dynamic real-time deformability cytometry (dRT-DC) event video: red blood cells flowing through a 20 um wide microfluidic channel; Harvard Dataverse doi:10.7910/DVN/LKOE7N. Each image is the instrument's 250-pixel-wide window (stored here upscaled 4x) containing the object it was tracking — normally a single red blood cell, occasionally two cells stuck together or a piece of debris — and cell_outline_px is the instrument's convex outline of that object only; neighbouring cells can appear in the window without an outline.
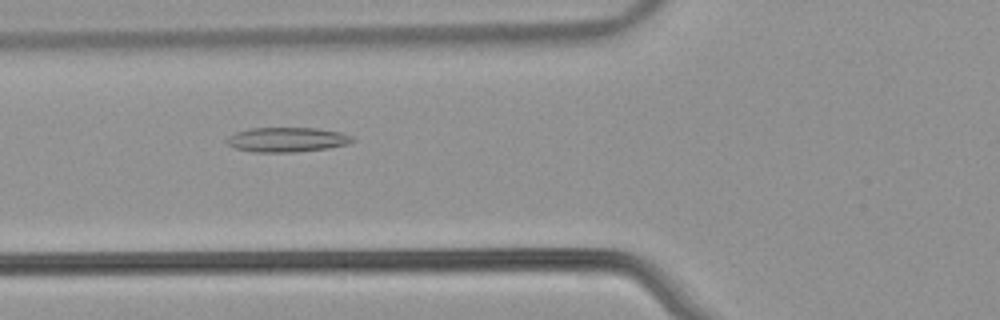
{"species": "common noctule bat (a hibernating species)", "species_latin": "Nyctalus noctula", "temperature_condition": "warm", "stored_images_in_passage": 46, "camera_frame_rate_fps": 3000, "um_per_image_px": 0.085, "animal": {"sex": "male", "body_mass_g": 21.5, "forearm_length_mm": 52.0}, "frame": {"image": 1, "passage_image": 13, "time_ms": 4.0, "image_size_px": [1000, 320], "cell_outline_px": [[356, 140], [348, 144], [328, 148], [296, 152], [252, 152], [236, 148], [228, 144], [224, 140], [228, 136], [236, 132], [248, 128], [316, 128], [340, 132], [352, 136]], "centroid_in_image_um": [24.39, 11.87], "position_along_channel_um": 101.4, "area_um2": 18.15}}
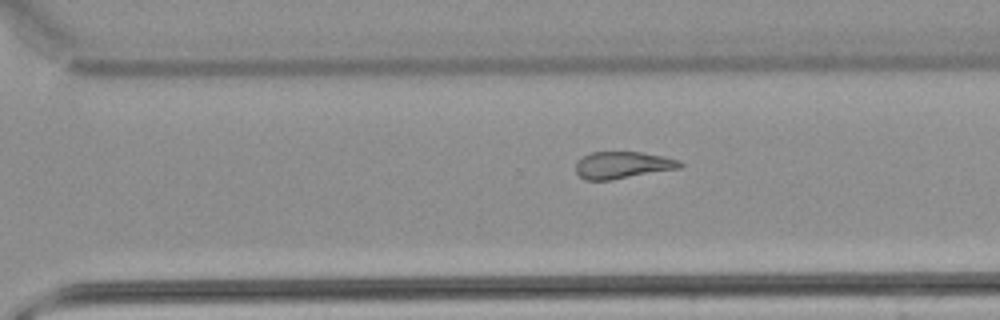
{"frame": {"image": 2, "passage_image": 30, "time_ms": 9.667, "image_size_px": [1000, 320], "cell_outline_px": [[684, 164], [680, 168], [612, 180], [584, 180], [576, 172], [576, 160], [592, 152], [640, 152], [664, 156], [680, 160]], "centroid_in_image_um": [52.93, 14.03], "position_along_channel_um": 317.7, "area_um2": 16.47}}
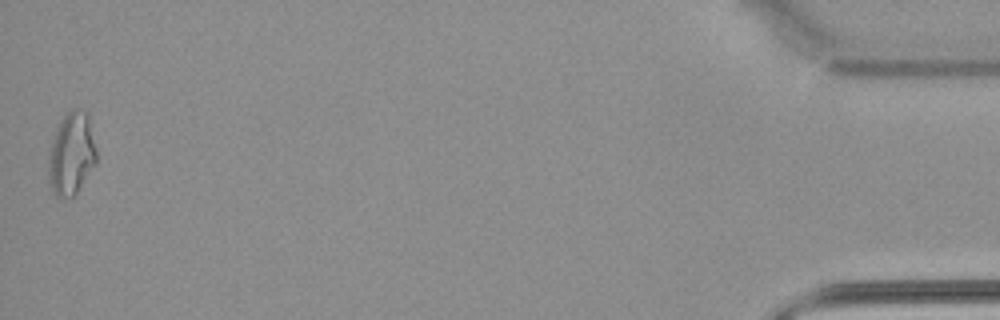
{"frame": {"image": 3, "passage_image": 46, "time_ms": 15.0, "image_size_px": [1000, 320], "cell_outline_px": [[96, 164], [76, 192], [72, 196], [56, 196], [52, 192], [48, 180], [48, 156], [56, 132], [64, 116], [72, 108], [80, 108], [88, 112], [96, 148]], "centroid_in_image_um": [6.09, 13.06], "position_along_channel_um": 429.1, "area_um2": 22.89}, "authors_computed_cell_mechanics": {"area_um2": 18.2937, "velocity_mm_per_s": 3.8161, "shape_relaxation_time_tau1_ms": null, "shape_relaxation_time_tau2_ms": 5.3336, "deformation_change_tau1": null, "deformation_change_tau2": 0.1491}}